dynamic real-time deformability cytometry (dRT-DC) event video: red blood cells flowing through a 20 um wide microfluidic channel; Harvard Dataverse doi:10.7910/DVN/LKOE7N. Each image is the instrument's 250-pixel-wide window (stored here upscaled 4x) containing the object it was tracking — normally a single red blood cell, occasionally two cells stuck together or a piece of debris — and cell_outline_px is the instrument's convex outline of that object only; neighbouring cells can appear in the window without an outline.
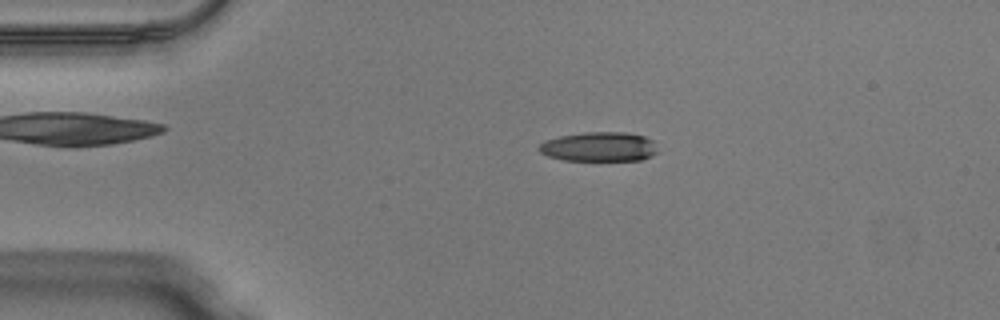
{"species": "Egyptian fruit bat (a non-hibernating species)", "species_latin": "Rousettus aegyptiacus", "temperature_condition": "warm", "stored_images_in_passage": 41, "camera_frame_rate_fps": 3000, "um_per_image_px": 0.085, "animal": {"sex": "male"}, "frame": {"image": 1, "passage_image": 2, "time_ms": 0.333, "image_size_px": [1000, 320], "cell_outline_px": [[660, 152], [652, 156], [640, 160], [564, 160], [548, 156], [540, 152], [536, 148], [544, 140], [560, 136], [584, 132], [628, 132], [644, 136], [652, 140]], "centroid_in_image_um": [50.94, 12.47], "position_along_channel_um": 34.1, "area_um2": 20.58}}
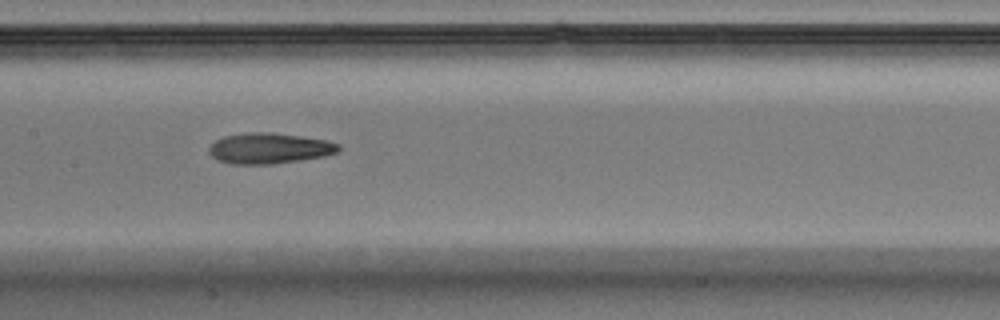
{"frame": {"image": 2, "passage_image": 16, "time_ms": 5.0, "image_size_px": [1000, 320], "cell_outline_px": [[340, 148], [336, 152], [324, 156], [300, 160], [272, 164], [232, 164], [220, 160], [212, 156], [208, 152], [208, 148], [216, 140], [224, 136], [252, 132], [268, 132], [300, 136], [328, 140], [340, 144]], "centroid_in_image_um": [22.9, 12.6], "position_along_channel_um": 184.5, "area_um2": 23.0}}
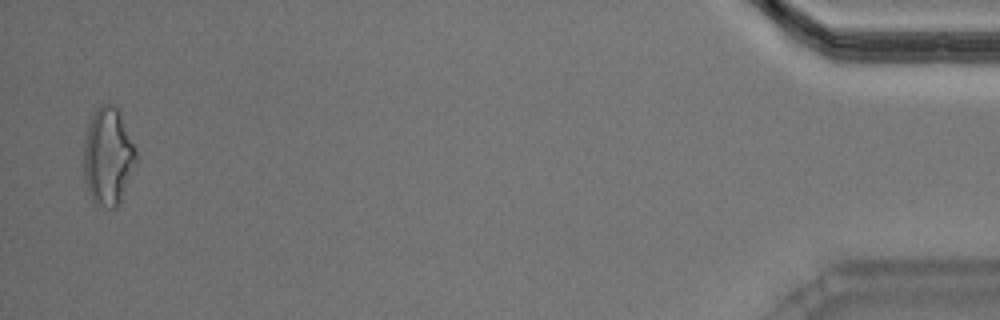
{"frame": {"image": 3, "passage_image": 40, "time_ms": 13.0, "image_size_px": [1000, 320], "cell_outline_px": [[136, 160], [120, 200], [116, 208], [108, 208], [96, 204], [92, 200], [84, 180], [84, 136], [92, 112], [100, 104], [112, 104], [120, 112], [136, 148]], "centroid_in_image_um": [9.15, 13.26], "position_along_channel_um": 426.0, "area_um2": 29.71}, "authors_computed_cell_mechanics": {"area_um2": 22.9466, "velocity_mm_per_s": 4.1024, "shape_relaxation_time_tau1_ms": null, "shape_relaxation_time_tau2_ms": 4.812, "deformation_change_tau1": null, "deformation_change_tau2": 0.1626}}